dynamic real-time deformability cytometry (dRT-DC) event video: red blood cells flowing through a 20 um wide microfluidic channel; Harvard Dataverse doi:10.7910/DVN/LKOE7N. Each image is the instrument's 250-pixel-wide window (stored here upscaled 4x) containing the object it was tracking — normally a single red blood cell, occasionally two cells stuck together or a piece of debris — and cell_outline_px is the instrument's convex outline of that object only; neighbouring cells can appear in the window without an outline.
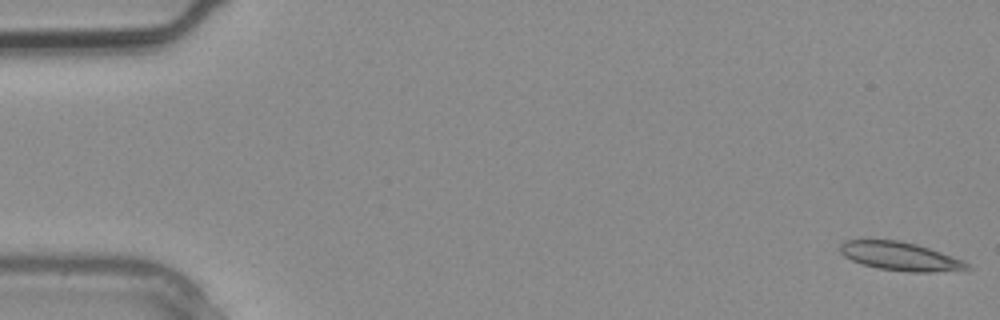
{"species": "common noctule bat (a hibernating species)", "species_latin": "Nyctalus noctula", "temperature_condition": "warm", "stored_images_in_passage": 4, "camera_frame_rate_fps": 3000, "um_per_image_px": 0.085, "animal": {"sex": "male", "body_mass_g": 20.4}, "frame": {"image": 1, "passage_image": 1, "time_ms": 0.0, "image_size_px": [1000, 320], "cell_outline_px": [[972, 268], [932, 272], [908, 272], [880, 268], [864, 264], [852, 260], [844, 256], [840, 252], [840, 244], [844, 240], [900, 240], [916, 244], [964, 260]], "centroid_in_image_um": [76.5, 21.78], "position_along_channel_um": 8.5, "area_um2": 20.81}}